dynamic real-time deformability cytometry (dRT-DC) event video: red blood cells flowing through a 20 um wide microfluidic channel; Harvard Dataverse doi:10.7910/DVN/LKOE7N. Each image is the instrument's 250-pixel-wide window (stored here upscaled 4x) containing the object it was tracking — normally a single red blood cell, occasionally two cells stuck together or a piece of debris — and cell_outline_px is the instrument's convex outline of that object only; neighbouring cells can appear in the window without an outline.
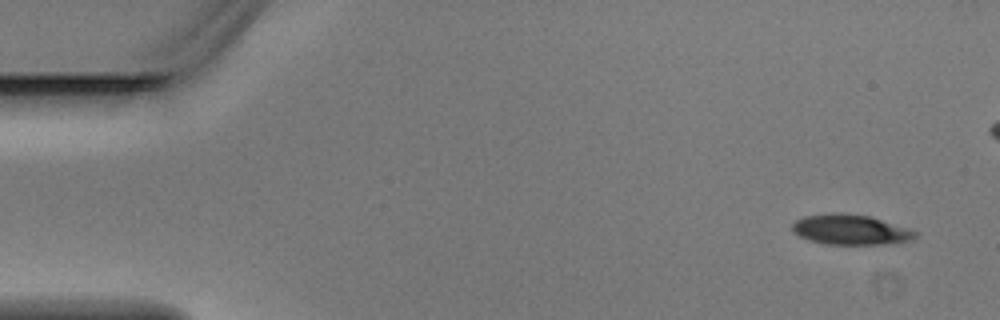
{"species": "Egyptian fruit bat (a non-hibernating species)", "species_latin": "Rousettus aegyptiacus", "temperature_condition": "warm", "stored_images_in_passage": 4, "camera_frame_rate_fps": 3000, "um_per_image_px": 0.085, "animal": {"sex": "male"}, "frame": {"image": 1, "passage_image": 1, "time_ms": 0.0, "image_size_px": [1000, 320], "cell_outline_px": [[920, 236], [912, 240], [900, 244], [824, 244], [808, 240], [792, 232], [792, 224], [796, 220], [804, 216], [832, 212], [840, 212], [872, 216], [912, 228], [920, 232]], "centroid_in_image_um": [72.41, 19.52], "position_along_channel_um": 12.6, "area_um2": 22.48}}